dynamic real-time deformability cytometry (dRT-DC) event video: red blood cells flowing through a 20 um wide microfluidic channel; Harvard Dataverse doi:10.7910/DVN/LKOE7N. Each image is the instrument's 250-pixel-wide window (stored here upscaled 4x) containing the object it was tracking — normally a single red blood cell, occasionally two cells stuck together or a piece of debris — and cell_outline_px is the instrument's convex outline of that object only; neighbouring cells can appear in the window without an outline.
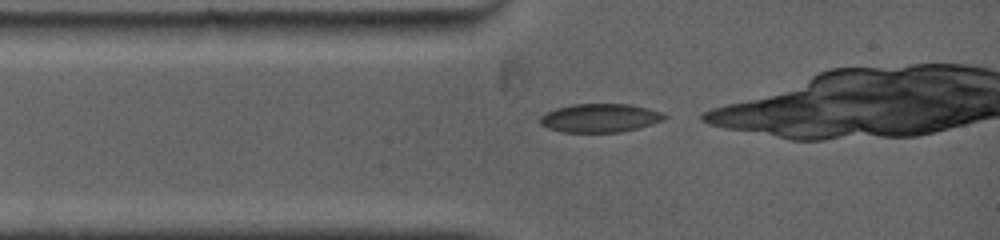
{"species": "common noctule bat (a hibernating species)", "species_latin": "Nyctalus noctula", "temperature_condition": "warm", "stored_images_in_passage": 4, "camera_frame_rate_fps": 5000, "um_per_image_px": 0.085, "animal": {"sex": "female", "body_mass_g": 19.0, "forearm_length_mm": 53.3}, "frame": {"image": 1, "passage_image": 1, "time_ms": 0.0, "image_size_px": [1000, 240], "cell_outline_px": [[668, 116], [664, 120], [652, 124], [620, 132], [560, 132], [548, 128], [540, 124], [540, 116], [556, 108], [572, 104], [628, 104], [648, 108], [664, 112]], "centroid_in_image_um": [51.01, 10.02], "position_along_channel_um": 34.0, "area_um2": 20.75}}
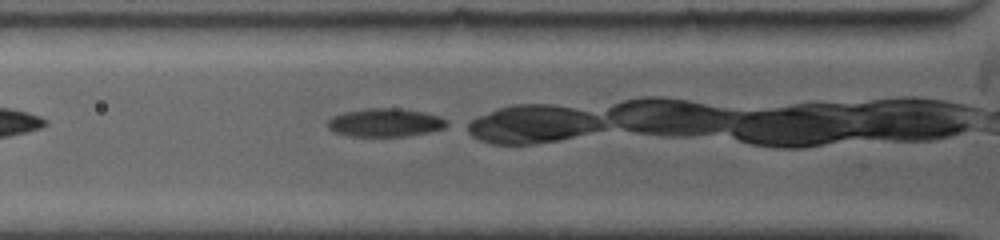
{"frame": {"image": 2, "passage_image": 4, "time_ms": 2.4, "image_size_px": [1000, 240], "cell_outline_px": [[452, 124], [444, 128], [428, 132], [404, 136], [348, 136], [332, 132], [328, 128], [328, 120], [332, 116], [344, 112], [368, 108], [400, 108], [424, 112], [440, 116], [448, 120]], "centroid_in_image_um": [32.76, 10.42], "position_along_channel_um": 93.0, "area_um2": 19.88}}